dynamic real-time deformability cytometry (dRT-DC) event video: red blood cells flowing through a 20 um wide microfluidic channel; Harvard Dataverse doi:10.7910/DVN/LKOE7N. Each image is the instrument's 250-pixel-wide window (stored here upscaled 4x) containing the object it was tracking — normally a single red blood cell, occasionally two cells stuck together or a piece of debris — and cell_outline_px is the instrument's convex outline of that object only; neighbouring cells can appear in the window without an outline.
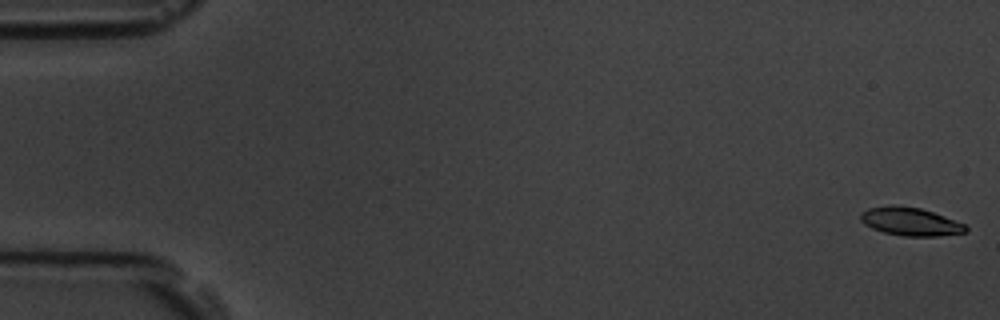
{"species": "common noctule bat (a hibernating species)", "species_latin": "Nyctalus noctula", "temperature_condition": "room temperature", "stored_images_in_passage": 6, "camera_frame_rate_fps": 3000, "um_per_image_px": 0.085, "animal": {"sex": "male", "body_mass_g": 19.5, "forearm_length_mm": 54.6}, "frame": {"image": 1, "passage_image": 1, "time_ms": 0.0, "image_size_px": [1000, 320], "cell_outline_px": [[968, 232], [936, 236], [904, 236], [884, 232], [872, 228], [864, 224], [860, 220], [860, 212], [868, 208], [892, 204], [920, 208], [944, 216], [964, 224], [968, 228]], "centroid_in_image_um": [77.35, 18.82], "position_along_channel_um": 7.7, "area_um2": 17.28}}
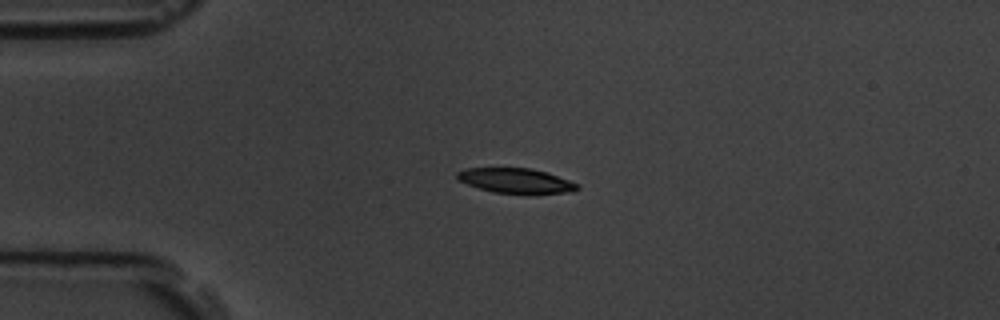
{"frame": {"image": 2, "passage_image": 4, "time_ms": 4.333, "image_size_px": [1000, 320], "cell_outline_px": [[580, 188], [572, 192], [492, 192], [456, 180], [456, 172], [468, 168], [532, 168], [580, 184]], "centroid_in_image_um": [43.8, 15.33], "position_along_channel_um": 41.2, "area_um2": 16.88}}
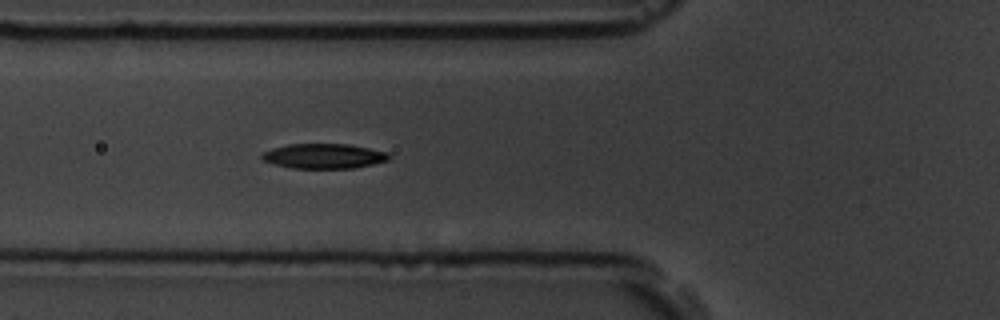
{"frame": {"image": 3, "passage_image": 6, "time_ms": 6.667, "image_size_px": [1000, 320], "cell_outline_px": [[392, 156], [388, 160], [356, 168], [292, 168], [276, 164], [264, 160], [260, 156], [264, 152], [272, 148], [288, 144], [348, 144], [388, 152]], "centroid_in_image_um": [27.56, 13.26], "position_along_channel_um": 98.2, "area_um2": 18.32}}